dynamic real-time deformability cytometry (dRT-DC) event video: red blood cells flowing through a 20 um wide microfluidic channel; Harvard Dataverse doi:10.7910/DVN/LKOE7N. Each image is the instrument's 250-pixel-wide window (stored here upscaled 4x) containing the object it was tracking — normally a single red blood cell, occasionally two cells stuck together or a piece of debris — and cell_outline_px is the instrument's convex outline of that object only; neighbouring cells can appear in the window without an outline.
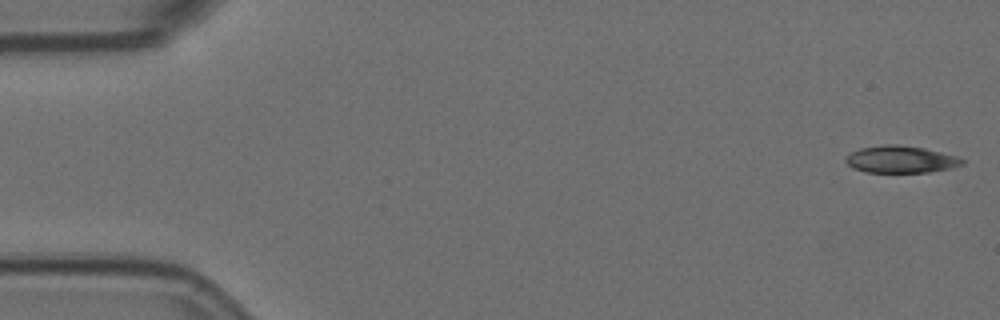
{"species": "Egyptian fruit bat (a non-hibernating species)", "species_latin": "Rousettus aegyptiacus", "temperature_condition": "room temperature", "stored_images_in_passage": 5, "camera_frame_rate_fps": 3000, "um_per_image_px": 0.085, "animal": {"sex": "female"}, "frame": {"image": 1, "passage_image": 1, "time_ms": 0.0, "image_size_px": [1000, 320], "cell_outline_px": [[964, 164], [952, 168], [928, 172], [864, 172], [852, 168], [844, 160], [844, 156], [860, 148], [884, 144], [896, 144], [924, 148], [956, 156], [964, 160]], "centroid_in_image_um": [76.53, 13.55], "position_along_channel_um": 8.5, "area_um2": 18.44}}
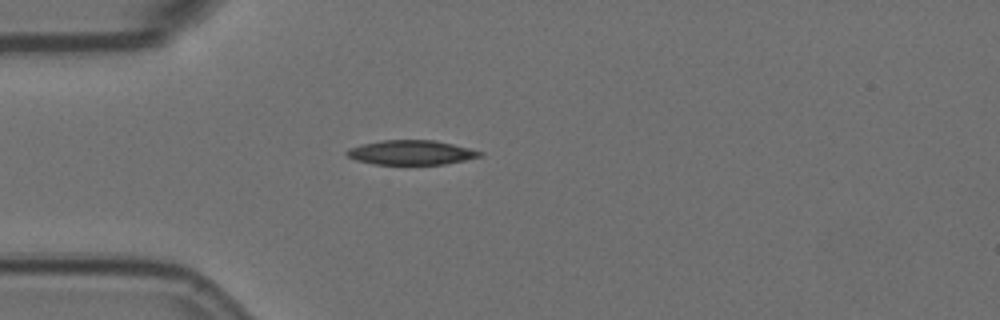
{"frame": {"image": 2, "passage_image": 4, "time_ms": 1.0, "image_size_px": [1000, 320], "cell_outline_px": [[484, 156], [444, 164], [372, 164], [356, 160], [348, 156], [344, 152], [348, 148], [360, 144], [380, 140], [436, 140], [484, 152]], "centroid_in_image_um": [34.93, 12.96], "position_along_channel_um": 50.1, "area_um2": 19.07}}